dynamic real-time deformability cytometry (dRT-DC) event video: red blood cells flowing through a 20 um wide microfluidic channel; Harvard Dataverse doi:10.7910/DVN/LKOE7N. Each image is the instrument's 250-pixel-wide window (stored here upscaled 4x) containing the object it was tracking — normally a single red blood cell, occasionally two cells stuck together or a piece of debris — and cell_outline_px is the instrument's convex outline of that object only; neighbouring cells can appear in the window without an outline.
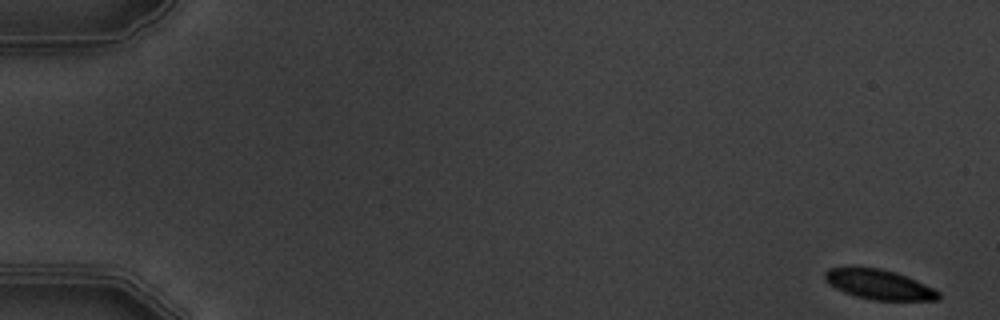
{"species": "common noctule bat (a hibernating species)", "species_latin": "Nyctalus noctula", "temperature_condition": "warm", "stored_images_in_passage": 6, "camera_frame_rate_fps": 3000, "um_per_image_px": 0.085, "animal": {"sex": "male", "body_mass_g": 19.5, "forearm_length_mm": 54.6}, "frame": {"image": 1, "passage_image": 1, "time_ms": 0.0, "image_size_px": [1000, 320], "cell_outline_px": [[940, 300], [872, 300], [856, 296], [844, 292], [828, 284], [824, 280], [824, 272], [828, 268], [880, 268], [896, 272], [916, 280], [940, 292]], "centroid_in_image_um": [74.71, 24.19], "position_along_channel_um": 10.3, "area_um2": 19.59}}
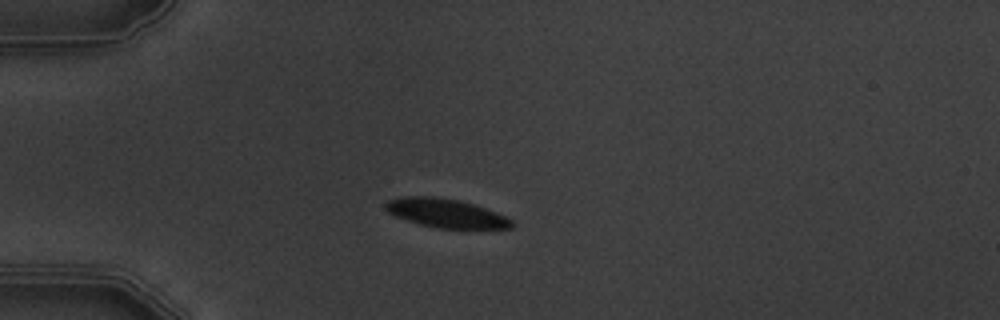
{"frame": {"image": 2, "passage_image": 4, "time_ms": 4.667, "image_size_px": [1000, 320], "cell_outline_px": [[516, 224], [512, 228], [436, 228], [420, 224], [396, 216], [388, 212], [384, 208], [384, 204], [388, 200], [400, 196], [432, 196], [460, 200], [496, 212], [512, 220]], "centroid_in_image_um": [37.88, 18.11], "position_along_channel_um": 47.1, "area_um2": 21.1}}